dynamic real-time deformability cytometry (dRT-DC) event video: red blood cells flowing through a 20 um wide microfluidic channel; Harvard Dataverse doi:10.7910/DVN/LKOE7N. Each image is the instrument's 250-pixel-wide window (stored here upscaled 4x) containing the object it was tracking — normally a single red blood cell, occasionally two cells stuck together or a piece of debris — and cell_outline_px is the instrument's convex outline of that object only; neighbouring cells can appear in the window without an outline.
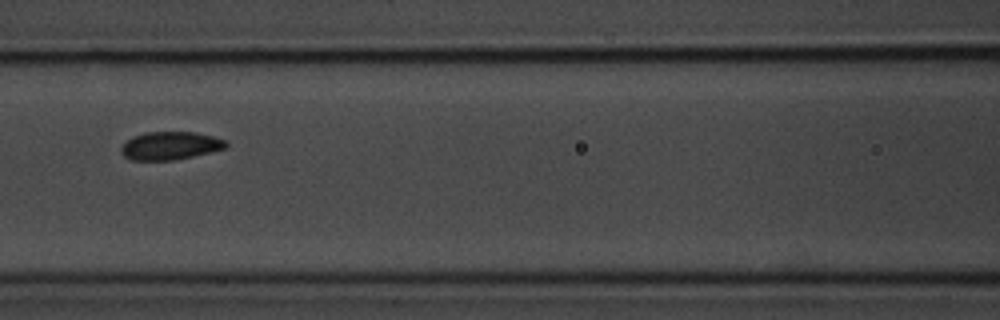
{"species": "common noctule bat (a hibernating species)", "species_latin": "Nyctalus noctula", "temperature_condition": "room temperature", "stored_images_in_passage": 4, "camera_frame_rate_fps": 3000, "um_per_image_px": 0.085, "animal": {"sex": "male", "body_mass_g": 20.1, "forearm_length_mm": 53.5}, "frame": {"image": 1, "passage_image": 4, "time_ms": 3.667, "image_size_px": [1000, 320], "cell_outline_px": [[228, 148], [212, 152], [172, 160], [128, 160], [120, 152], [120, 148], [132, 136], [144, 132], [196, 132], [212, 136], [224, 140], [228, 144]], "centroid_in_image_um": [14.46, 12.38], "position_along_channel_um": 152.1, "area_um2": 17.22}}